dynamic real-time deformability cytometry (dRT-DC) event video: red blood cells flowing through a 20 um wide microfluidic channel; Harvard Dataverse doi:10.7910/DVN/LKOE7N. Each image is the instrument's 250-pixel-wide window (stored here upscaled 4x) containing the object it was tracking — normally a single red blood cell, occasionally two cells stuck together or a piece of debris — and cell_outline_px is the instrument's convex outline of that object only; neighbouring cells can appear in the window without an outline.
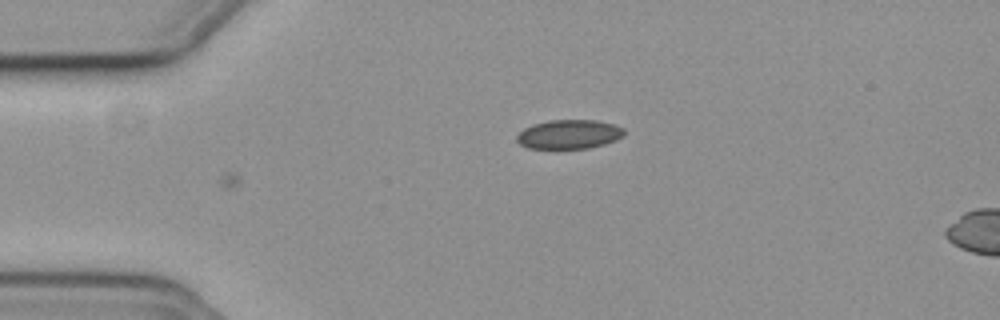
{"species": "common noctule bat (a hibernating species)", "species_latin": "Nyctalus noctula", "temperature_condition": "cold", "stored_images_in_passage": 5, "camera_frame_rate_fps": 3000, "um_per_image_px": 0.085, "animal": {"sex": "female", "body_mass_g": 19.3, "forearm_length_mm": 54.1}, "frame": {"image": 1, "passage_image": 1, "time_ms": 0.0, "image_size_px": [1000, 320], "cell_outline_px": [[624, 136], [616, 140], [604, 144], [588, 148], [528, 148], [520, 144], [516, 140], [516, 136], [524, 128], [532, 124], [548, 120], [596, 120], [612, 124], [624, 128]], "centroid_in_image_um": [48.36, 11.41], "position_along_channel_um": 36.6, "area_um2": 18.21}}